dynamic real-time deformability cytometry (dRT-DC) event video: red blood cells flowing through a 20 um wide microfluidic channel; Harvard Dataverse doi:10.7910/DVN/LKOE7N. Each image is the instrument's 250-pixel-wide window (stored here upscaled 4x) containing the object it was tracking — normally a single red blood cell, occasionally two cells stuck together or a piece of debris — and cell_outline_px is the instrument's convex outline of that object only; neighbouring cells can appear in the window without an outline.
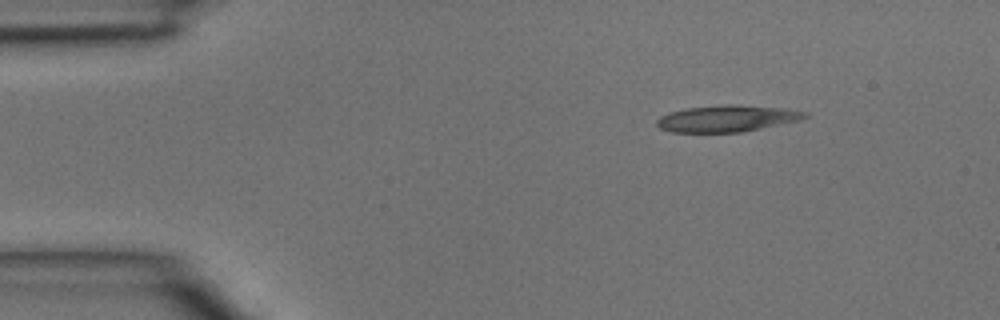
{"species": "common noctule bat (a hibernating species)", "species_latin": "Nyctalus noctula", "temperature_condition": "room temperature", "stored_images_in_passage": 2, "camera_frame_rate_fps": 3000, "um_per_image_px": 0.085, "animal": {"sex": "male", "body_mass_g": 15.6}, "frame": {"image": 1, "passage_image": 1, "time_ms": 0.0, "image_size_px": [1000, 320], "cell_outline_px": [[808, 116], [800, 120], [744, 132], [672, 132], [660, 128], [656, 124], [656, 120], [660, 116], [668, 112], [688, 108], [724, 104], [732, 104], [784, 108], [808, 112]], "centroid_in_image_um": [61.8, 10.07], "position_along_channel_um": 23.2, "area_um2": 23.0}}
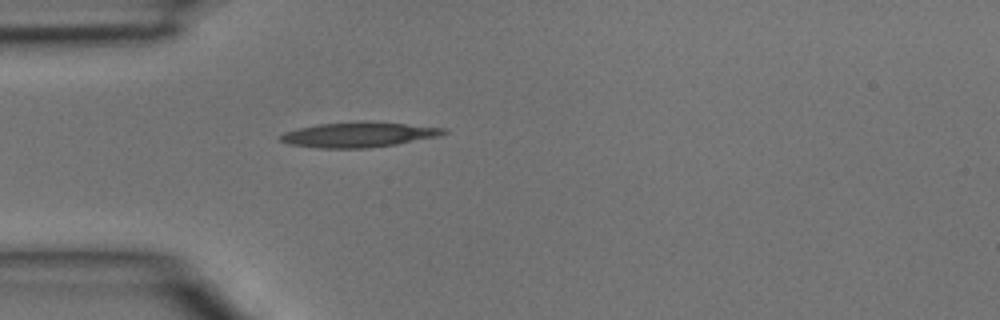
{"frame": {"image": 2, "passage_image": 2, "time_ms": 0.333, "image_size_px": [1000, 320], "cell_outline_px": [[448, 132], [440, 136], [396, 144], [368, 148], [320, 148], [288, 144], [280, 140], [280, 136], [284, 132], [296, 128], [320, 124], [364, 120], [448, 128]], "centroid_in_image_um": [30.51, 11.43], "position_along_channel_um": 54.5, "area_um2": 24.04}}